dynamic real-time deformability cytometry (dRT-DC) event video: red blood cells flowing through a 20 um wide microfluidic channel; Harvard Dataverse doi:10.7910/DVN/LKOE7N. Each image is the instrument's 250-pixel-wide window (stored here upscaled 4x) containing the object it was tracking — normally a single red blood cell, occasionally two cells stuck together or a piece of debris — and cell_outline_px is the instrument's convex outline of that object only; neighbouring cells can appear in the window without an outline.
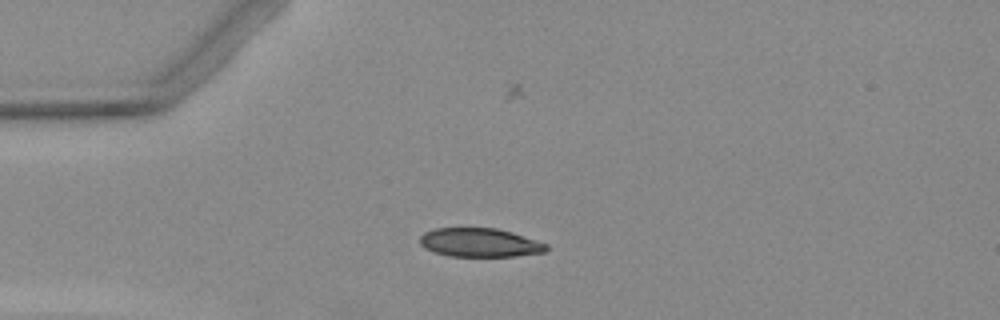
{"species": "Egyptian fruit bat (a non-hibernating species)", "species_latin": "Rousettus aegyptiacus", "temperature_condition": "warm", "stored_images_in_passage": 5, "camera_frame_rate_fps": 3000, "um_per_image_px": 0.085, "animal": {"sex": "female"}, "frame": {"image": 1, "passage_image": 2, "time_ms": 1.0, "image_size_px": [1000, 320], "cell_outline_px": [[548, 248], [544, 252], [512, 256], [452, 256], [436, 252], [424, 248], [420, 244], [420, 236], [424, 232], [432, 228], [496, 228], [512, 232], [548, 244]], "centroid_in_image_um": [40.76, 20.61], "position_along_channel_um": 44.2, "area_um2": 21.1}}
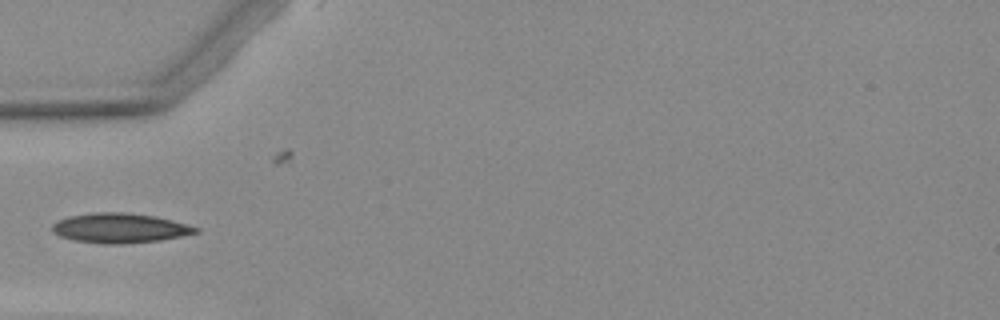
{"frame": {"image": 2, "passage_image": 3, "time_ms": 2.333, "image_size_px": [1000, 320], "cell_outline_px": [[200, 232], [160, 240], [124, 244], [100, 244], [72, 240], [60, 236], [52, 232], [52, 224], [68, 216], [92, 212], [124, 212], [156, 216], [172, 220], [200, 228]], "centroid_in_image_um": [10.17, 19.39], "position_along_channel_um": 74.8, "area_um2": 25.03}}
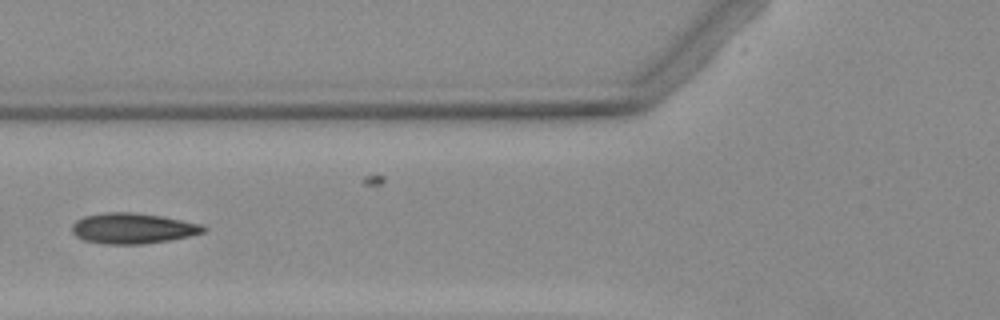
{"frame": {"image": 3, "passage_image": 4, "time_ms": 3.333, "image_size_px": [1000, 320], "cell_outline_px": [[208, 228], [204, 232], [188, 236], [168, 240], [144, 244], [100, 244], [84, 240], [76, 236], [72, 232], [72, 224], [76, 220], [84, 216], [104, 212], [136, 212], [160, 216], [200, 224]], "centroid_in_image_um": [11.24, 19.41], "position_along_channel_um": 114.6, "area_um2": 23.41}}